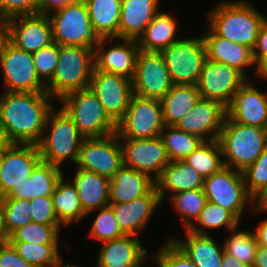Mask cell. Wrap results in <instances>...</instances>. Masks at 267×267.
<instances>
[{"instance_id": "db71d44e", "label": "cell", "mask_w": 267, "mask_h": 267, "mask_svg": "<svg viewBox=\"0 0 267 267\" xmlns=\"http://www.w3.org/2000/svg\"><path fill=\"white\" fill-rule=\"evenodd\" d=\"M9 42V18L0 17V53Z\"/></svg>"}, {"instance_id": "d6a6232c", "label": "cell", "mask_w": 267, "mask_h": 267, "mask_svg": "<svg viewBox=\"0 0 267 267\" xmlns=\"http://www.w3.org/2000/svg\"><path fill=\"white\" fill-rule=\"evenodd\" d=\"M51 198L58 221L62 226L67 227L72 222L83 220L87 216L75 185L66 181L64 175L58 180Z\"/></svg>"}, {"instance_id": "f546056e", "label": "cell", "mask_w": 267, "mask_h": 267, "mask_svg": "<svg viewBox=\"0 0 267 267\" xmlns=\"http://www.w3.org/2000/svg\"><path fill=\"white\" fill-rule=\"evenodd\" d=\"M186 239L170 238L196 267H222L224 250L211 237L185 229Z\"/></svg>"}, {"instance_id": "ba28073f", "label": "cell", "mask_w": 267, "mask_h": 267, "mask_svg": "<svg viewBox=\"0 0 267 267\" xmlns=\"http://www.w3.org/2000/svg\"><path fill=\"white\" fill-rule=\"evenodd\" d=\"M165 60L173 85H197L207 60L202 35L181 38L160 52Z\"/></svg>"}, {"instance_id": "91938a15", "label": "cell", "mask_w": 267, "mask_h": 267, "mask_svg": "<svg viewBox=\"0 0 267 267\" xmlns=\"http://www.w3.org/2000/svg\"><path fill=\"white\" fill-rule=\"evenodd\" d=\"M11 143L9 142L5 130L3 129L2 125L0 124V152L6 150Z\"/></svg>"}, {"instance_id": "30bf717a", "label": "cell", "mask_w": 267, "mask_h": 267, "mask_svg": "<svg viewBox=\"0 0 267 267\" xmlns=\"http://www.w3.org/2000/svg\"><path fill=\"white\" fill-rule=\"evenodd\" d=\"M164 127L160 100L133 94L116 134L119 138L151 139L159 137Z\"/></svg>"}, {"instance_id": "484cf974", "label": "cell", "mask_w": 267, "mask_h": 267, "mask_svg": "<svg viewBox=\"0 0 267 267\" xmlns=\"http://www.w3.org/2000/svg\"><path fill=\"white\" fill-rule=\"evenodd\" d=\"M62 169L40 161L32 171L30 177L3 198L35 199L37 197L52 196L58 180L62 177Z\"/></svg>"}, {"instance_id": "9c48e42d", "label": "cell", "mask_w": 267, "mask_h": 267, "mask_svg": "<svg viewBox=\"0 0 267 267\" xmlns=\"http://www.w3.org/2000/svg\"><path fill=\"white\" fill-rule=\"evenodd\" d=\"M203 190L207 201L230 211L239 221L243 210L254 198L248 193L242 171L224 166L220 171L205 178Z\"/></svg>"}, {"instance_id": "9a60e30c", "label": "cell", "mask_w": 267, "mask_h": 267, "mask_svg": "<svg viewBox=\"0 0 267 267\" xmlns=\"http://www.w3.org/2000/svg\"><path fill=\"white\" fill-rule=\"evenodd\" d=\"M89 88L109 117L117 124L125 115L134 94L132 80L93 68Z\"/></svg>"}, {"instance_id": "f6af8a7d", "label": "cell", "mask_w": 267, "mask_h": 267, "mask_svg": "<svg viewBox=\"0 0 267 267\" xmlns=\"http://www.w3.org/2000/svg\"><path fill=\"white\" fill-rule=\"evenodd\" d=\"M59 54L60 45L57 43H52L32 54L37 75L44 84L52 78Z\"/></svg>"}, {"instance_id": "4dcf8cb0", "label": "cell", "mask_w": 267, "mask_h": 267, "mask_svg": "<svg viewBox=\"0 0 267 267\" xmlns=\"http://www.w3.org/2000/svg\"><path fill=\"white\" fill-rule=\"evenodd\" d=\"M177 21L167 12H158L137 39L139 49L145 52H161L180 40L177 34Z\"/></svg>"}, {"instance_id": "f35d334b", "label": "cell", "mask_w": 267, "mask_h": 267, "mask_svg": "<svg viewBox=\"0 0 267 267\" xmlns=\"http://www.w3.org/2000/svg\"><path fill=\"white\" fill-rule=\"evenodd\" d=\"M33 267H56L62 259L58 244L10 243Z\"/></svg>"}, {"instance_id": "5bb4252c", "label": "cell", "mask_w": 267, "mask_h": 267, "mask_svg": "<svg viewBox=\"0 0 267 267\" xmlns=\"http://www.w3.org/2000/svg\"><path fill=\"white\" fill-rule=\"evenodd\" d=\"M132 86L134 94L158 100L171 90L173 83L160 52L139 51Z\"/></svg>"}, {"instance_id": "4fadbf2b", "label": "cell", "mask_w": 267, "mask_h": 267, "mask_svg": "<svg viewBox=\"0 0 267 267\" xmlns=\"http://www.w3.org/2000/svg\"><path fill=\"white\" fill-rule=\"evenodd\" d=\"M246 81L247 77L236 68L207 59L197 87L202 99L216 100L227 107Z\"/></svg>"}, {"instance_id": "44dd1931", "label": "cell", "mask_w": 267, "mask_h": 267, "mask_svg": "<svg viewBox=\"0 0 267 267\" xmlns=\"http://www.w3.org/2000/svg\"><path fill=\"white\" fill-rule=\"evenodd\" d=\"M247 80L226 107L232 121L258 128H267V94Z\"/></svg>"}, {"instance_id": "ee69618b", "label": "cell", "mask_w": 267, "mask_h": 267, "mask_svg": "<svg viewBox=\"0 0 267 267\" xmlns=\"http://www.w3.org/2000/svg\"><path fill=\"white\" fill-rule=\"evenodd\" d=\"M243 172L248 193L255 199L267 186V147Z\"/></svg>"}, {"instance_id": "8d00e7d4", "label": "cell", "mask_w": 267, "mask_h": 267, "mask_svg": "<svg viewBox=\"0 0 267 267\" xmlns=\"http://www.w3.org/2000/svg\"><path fill=\"white\" fill-rule=\"evenodd\" d=\"M160 137L170 161L184 160L203 142L201 138L184 132L175 125H165Z\"/></svg>"}, {"instance_id": "3957f363", "label": "cell", "mask_w": 267, "mask_h": 267, "mask_svg": "<svg viewBox=\"0 0 267 267\" xmlns=\"http://www.w3.org/2000/svg\"><path fill=\"white\" fill-rule=\"evenodd\" d=\"M218 141L224 165L244 171L267 147V128L238 123L226 116Z\"/></svg>"}, {"instance_id": "1f68e13d", "label": "cell", "mask_w": 267, "mask_h": 267, "mask_svg": "<svg viewBox=\"0 0 267 267\" xmlns=\"http://www.w3.org/2000/svg\"><path fill=\"white\" fill-rule=\"evenodd\" d=\"M91 25L101 38L120 39L122 0H84Z\"/></svg>"}, {"instance_id": "bcb514c9", "label": "cell", "mask_w": 267, "mask_h": 267, "mask_svg": "<svg viewBox=\"0 0 267 267\" xmlns=\"http://www.w3.org/2000/svg\"><path fill=\"white\" fill-rule=\"evenodd\" d=\"M152 258L158 267H196L193 261L170 238Z\"/></svg>"}, {"instance_id": "7402d4cb", "label": "cell", "mask_w": 267, "mask_h": 267, "mask_svg": "<svg viewBox=\"0 0 267 267\" xmlns=\"http://www.w3.org/2000/svg\"><path fill=\"white\" fill-rule=\"evenodd\" d=\"M156 186L146 195L131 202L109 203L118 226L124 235L138 236L143 230L156 208L161 204Z\"/></svg>"}, {"instance_id": "6da1fadb", "label": "cell", "mask_w": 267, "mask_h": 267, "mask_svg": "<svg viewBox=\"0 0 267 267\" xmlns=\"http://www.w3.org/2000/svg\"><path fill=\"white\" fill-rule=\"evenodd\" d=\"M0 96V124L11 144L38 145L53 99L47 92H8Z\"/></svg>"}, {"instance_id": "c3c4849f", "label": "cell", "mask_w": 267, "mask_h": 267, "mask_svg": "<svg viewBox=\"0 0 267 267\" xmlns=\"http://www.w3.org/2000/svg\"><path fill=\"white\" fill-rule=\"evenodd\" d=\"M0 13L6 18L37 14V0H0Z\"/></svg>"}, {"instance_id": "9f6ffc18", "label": "cell", "mask_w": 267, "mask_h": 267, "mask_svg": "<svg viewBox=\"0 0 267 267\" xmlns=\"http://www.w3.org/2000/svg\"><path fill=\"white\" fill-rule=\"evenodd\" d=\"M252 267H267V247L258 245Z\"/></svg>"}, {"instance_id": "74e56055", "label": "cell", "mask_w": 267, "mask_h": 267, "mask_svg": "<svg viewBox=\"0 0 267 267\" xmlns=\"http://www.w3.org/2000/svg\"><path fill=\"white\" fill-rule=\"evenodd\" d=\"M170 199L184 229H188L196 221L207 202L203 188L177 192L170 195Z\"/></svg>"}, {"instance_id": "d590c367", "label": "cell", "mask_w": 267, "mask_h": 267, "mask_svg": "<svg viewBox=\"0 0 267 267\" xmlns=\"http://www.w3.org/2000/svg\"><path fill=\"white\" fill-rule=\"evenodd\" d=\"M196 222L203 228H200ZM239 223L240 221L230 211L218 204L207 201L195 224L193 223L187 230L197 234L210 235L208 229L225 227L230 232L232 229L238 227Z\"/></svg>"}, {"instance_id": "e0dca14e", "label": "cell", "mask_w": 267, "mask_h": 267, "mask_svg": "<svg viewBox=\"0 0 267 267\" xmlns=\"http://www.w3.org/2000/svg\"><path fill=\"white\" fill-rule=\"evenodd\" d=\"M40 161L38 145L11 144L4 150L0 163V198L28 179Z\"/></svg>"}, {"instance_id": "836d02e7", "label": "cell", "mask_w": 267, "mask_h": 267, "mask_svg": "<svg viewBox=\"0 0 267 267\" xmlns=\"http://www.w3.org/2000/svg\"><path fill=\"white\" fill-rule=\"evenodd\" d=\"M200 98L197 85H173L160 100L165 125H175Z\"/></svg>"}, {"instance_id": "681fc988", "label": "cell", "mask_w": 267, "mask_h": 267, "mask_svg": "<svg viewBox=\"0 0 267 267\" xmlns=\"http://www.w3.org/2000/svg\"><path fill=\"white\" fill-rule=\"evenodd\" d=\"M0 267H33L7 242L0 246Z\"/></svg>"}, {"instance_id": "e575fe53", "label": "cell", "mask_w": 267, "mask_h": 267, "mask_svg": "<svg viewBox=\"0 0 267 267\" xmlns=\"http://www.w3.org/2000/svg\"><path fill=\"white\" fill-rule=\"evenodd\" d=\"M183 161L194 168L204 179L225 166L218 139L203 141Z\"/></svg>"}, {"instance_id": "52a82bcc", "label": "cell", "mask_w": 267, "mask_h": 267, "mask_svg": "<svg viewBox=\"0 0 267 267\" xmlns=\"http://www.w3.org/2000/svg\"><path fill=\"white\" fill-rule=\"evenodd\" d=\"M62 109L85 137H105L116 133L117 124L109 117L90 88L68 93L60 99Z\"/></svg>"}, {"instance_id": "4316f807", "label": "cell", "mask_w": 267, "mask_h": 267, "mask_svg": "<svg viewBox=\"0 0 267 267\" xmlns=\"http://www.w3.org/2000/svg\"><path fill=\"white\" fill-rule=\"evenodd\" d=\"M204 180V177L189 164L183 160H178L170 161L155 183L161 201H163L167 191L172 195L177 192L202 189Z\"/></svg>"}, {"instance_id": "d6986e66", "label": "cell", "mask_w": 267, "mask_h": 267, "mask_svg": "<svg viewBox=\"0 0 267 267\" xmlns=\"http://www.w3.org/2000/svg\"><path fill=\"white\" fill-rule=\"evenodd\" d=\"M9 42L32 54L51 45L54 41L49 16L34 14L9 18Z\"/></svg>"}, {"instance_id": "f1b7e54d", "label": "cell", "mask_w": 267, "mask_h": 267, "mask_svg": "<svg viewBox=\"0 0 267 267\" xmlns=\"http://www.w3.org/2000/svg\"><path fill=\"white\" fill-rule=\"evenodd\" d=\"M160 0H122L120 39H138L159 12Z\"/></svg>"}, {"instance_id": "ab89813d", "label": "cell", "mask_w": 267, "mask_h": 267, "mask_svg": "<svg viewBox=\"0 0 267 267\" xmlns=\"http://www.w3.org/2000/svg\"><path fill=\"white\" fill-rule=\"evenodd\" d=\"M232 229L231 236L225 238L223 250L226 254L235 257L240 262L252 267L258 247L256 235L251 231H237Z\"/></svg>"}, {"instance_id": "2e32d148", "label": "cell", "mask_w": 267, "mask_h": 267, "mask_svg": "<svg viewBox=\"0 0 267 267\" xmlns=\"http://www.w3.org/2000/svg\"><path fill=\"white\" fill-rule=\"evenodd\" d=\"M119 140L123 152V165L144 173L155 181L170 162L160 136L151 139L119 138ZM151 172L154 175H151Z\"/></svg>"}, {"instance_id": "b9f144b4", "label": "cell", "mask_w": 267, "mask_h": 267, "mask_svg": "<svg viewBox=\"0 0 267 267\" xmlns=\"http://www.w3.org/2000/svg\"><path fill=\"white\" fill-rule=\"evenodd\" d=\"M62 225H44L30 222L15 230L9 237V243L58 244Z\"/></svg>"}, {"instance_id": "7a4b0ae2", "label": "cell", "mask_w": 267, "mask_h": 267, "mask_svg": "<svg viewBox=\"0 0 267 267\" xmlns=\"http://www.w3.org/2000/svg\"><path fill=\"white\" fill-rule=\"evenodd\" d=\"M208 19V28L216 35L253 50L267 18L246 0H238L222 1L208 12Z\"/></svg>"}, {"instance_id": "f907efd6", "label": "cell", "mask_w": 267, "mask_h": 267, "mask_svg": "<svg viewBox=\"0 0 267 267\" xmlns=\"http://www.w3.org/2000/svg\"><path fill=\"white\" fill-rule=\"evenodd\" d=\"M265 56H267V19L260 27L257 41L253 49V59L255 64Z\"/></svg>"}, {"instance_id": "8fae6325", "label": "cell", "mask_w": 267, "mask_h": 267, "mask_svg": "<svg viewBox=\"0 0 267 267\" xmlns=\"http://www.w3.org/2000/svg\"><path fill=\"white\" fill-rule=\"evenodd\" d=\"M122 166L123 152L116 133L83 139L76 162L78 169L111 179Z\"/></svg>"}, {"instance_id": "277c9868", "label": "cell", "mask_w": 267, "mask_h": 267, "mask_svg": "<svg viewBox=\"0 0 267 267\" xmlns=\"http://www.w3.org/2000/svg\"><path fill=\"white\" fill-rule=\"evenodd\" d=\"M93 68L92 48L60 45L55 71L45 84L46 92L60 100L68 93L89 88Z\"/></svg>"}, {"instance_id": "f5cc1de1", "label": "cell", "mask_w": 267, "mask_h": 267, "mask_svg": "<svg viewBox=\"0 0 267 267\" xmlns=\"http://www.w3.org/2000/svg\"><path fill=\"white\" fill-rule=\"evenodd\" d=\"M267 213V210H265ZM253 233L256 235L257 243L260 246L267 247V218L262 220Z\"/></svg>"}, {"instance_id": "83f0119b", "label": "cell", "mask_w": 267, "mask_h": 267, "mask_svg": "<svg viewBox=\"0 0 267 267\" xmlns=\"http://www.w3.org/2000/svg\"><path fill=\"white\" fill-rule=\"evenodd\" d=\"M77 189L84 212L109 206L110 179L95 172L77 168L72 181Z\"/></svg>"}, {"instance_id": "ac0fdd59", "label": "cell", "mask_w": 267, "mask_h": 267, "mask_svg": "<svg viewBox=\"0 0 267 267\" xmlns=\"http://www.w3.org/2000/svg\"><path fill=\"white\" fill-rule=\"evenodd\" d=\"M226 116V107L222 103L200 98L175 126L203 141H210L219 138Z\"/></svg>"}, {"instance_id": "680465c9", "label": "cell", "mask_w": 267, "mask_h": 267, "mask_svg": "<svg viewBox=\"0 0 267 267\" xmlns=\"http://www.w3.org/2000/svg\"><path fill=\"white\" fill-rule=\"evenodd\" d=\"M222 267H249L244 263L237 260L235 257L230 256L224 252L222 258Z\"/></svg>"}, {"instance_id": "d4e9b609", "label": "cell", "mask_w": 267, "mask_h": 267, "mask_svg": "<svg viewBox=\"0 0 267 267\" xmlns=\"http://www.w3.org/2000/svg\"><path fill=\"white\" fill-rule=\"evenodd\" d=\"M155 186L152 177L123 165L110 179L109 203L131 202Z\"/></svg>"}, {"instance_id": "7dc6e473", "label": "cell", "mask_w": 267, "mask_h": 267, "mask_svg": "<svg viewBox=\"0 0 267 267\" xmlns=\"http://www.w3.org/2000/svg\"><path fill=\"white\" fill-rule=\"evenodd\" d=\"M29 201L32 222L44 225H61L55 213L51 196L37 197Z\"/></svg>"}, {"instance_id": "816d5d0a", "label": "cell", "mask_w": 267, "mask_h": 267, "mask_svg": "<svg viewBox=\"0 0 267 267\" xmlns=\"http://www.w3.org/2000/svg\"><path fill=\"white\" fill-rule=\"evenodd\" d=\"M78 0H37V14H46L52 10L55 11L67 4L77 2Z\"/></svg>"}, {"instance_id": "7bdbcfd3", "label": "cell", "mask_w": 267, "mask_h": 267, "mask_svg": "<svg viewBox=\"0 0 267 267\" xmlns=\"http://www.w3.org/2000/svg\"><path fill=\"white\" fill-rule=\"evenodd\" d=\"M96 211H98V214L92 223L90 237L104 243L124 236L110 206L100 208Z\"/></svg>"}, {"instance_id": "6f0895ef", "label": "cell", "mask_w": 267, "mask_h": 267, "mask_svg": "<svg viewBox=\"0 0 267 267\" xmlns=\"http://www.w3.org/2000/svg\"><path fill=\"white\" fill-rule=\"evenodd\" d=\"M255 74L258 78H265L267 80V56L261 58L255 64Z\"/></svg>"}, {"instance_id": "11a10c76", "label": "cell", "mask_w": 267, "mask_h": 267, "mask_svg": "<svg viewBox=\"0 0 267 267\" xmlns=\"http://www.w3.org/2000/svg\"><path fill=\"white\" fill-rule=\"evenodd\" d=\"M253 212H265L267 210V186L263 191L254 199Z\"/></svg>"}, {"instance_id": "6125c7cd", "label": "cell", "mask_w": 267, "mask_h": 267, "mask_svg": "<svg viewBox=\"0 0 267 267\" xmlns=\"http://www.w3.org/2000/svg\"><path fill=\"white\" fill-rule=\"evenodd\" d=\"M56 267H71V265H69V264H63V260H62L61 263L58 266H56Z\"/></svg>"}, {"instance_id": "e7e4bbea", "label": "cell", "mask_w": 267, "mask_h": 267, "mask_svg": "<svg viewBox=\"0 0 267 267\" xmlns=\"http://www.w3.org/2000/svg\"><path fill=\"white\" fill-rule=\"evenodd\" d=\"M71 267H79L78 265H75V264H73V265H71ZM81 267V266H80Z\"/></svg>"}, {"instance_id": "5b68a950", "label": "cell", "mask_w": 267, "mask_h": 267, "mask_svg": "<svg viewBox=\"0 0 267 267\" xmlns=\"http://www.w3.org/2000/svg\"><path fill=\"white\" fill-rule=\"evenodd\" d=\"M48 128H51L49 134L44 132L45 135L38 144L41 161L60 168L65 160L76 164L85 137L78 131L72 119L62 108L58 111L52 109L47 116L44 131Z\"/></svg>"}, {"instance_id": "60d3db41", "label": "cell", "mask_w": 267, "mask_h": 267, "mask_svg": "<svg viewBox=\"0 0 267 267\" xmlns=\"http://www.w3.org/2000/svg\"><path fill=\"white\" fill-rule=\"evenodd\" d=\"M3 227L9 237L15 230L32 222L31 204L27 199L0 198Z\"/></svg>"}, {"instance_id": "94428289", "label": "cell", "mask_w": 267, "mask_h": 267, "mask_svg": "<svg viewBox=\"0 0 267 267\" xmlns=\"http://www.w3.org/2000/svg\"><path fill=\"white\" fill-rule=\"evenodd\" d=\"M8 242V236L3 227V216L0 209V246Z\"/></svg>"}, {"instance_id": "8992f818", "label": "cell", "mask_w": 267, "mask_h": 267, "mask_svg": "<svg viewBox=\"0 0 267 267\" xmlns=\"http://www.w3.org/2000/svg\"><path fill=\"white\" fill-rule=\"evenodd\" d=\"M48 16L54 43L61 46L88 47L93 50L100 44L102 38L91 25L84 0L67 4Z\"/></svg>"}, {"instance_id": "be15d7a7", "label": "cell", "mask_w": 267, "mask_h": 267, "mask_svg": "<svg viewBox=\"0 0 267 267\" xmlns=\"http://www.w3.org/2000/svg\"><path fill=\"white\" fill-rule=\"evenodd\" d=\"M2 153H3V152H0V163H1V159H2Z\"/></svg>"}, {"instance_id": "ffe728a7", "label": "cell", "mask_w": 267, "mask_h": 267, "mask_svg": "<svg viewBox=\"0 0 267 267\" xmlns=\"http://www.w3.org/2000/svg\"><path fill=\"white\" fill-rule=\"evenodd\" d=\"M114 40L115 38L101 39L100 44L94 49V68L103 72L119 74L132 80L140 51L137 40L122 38L120 39L122 43L106 49L104 44L108 41L114 42Z\"/></svg>"}, {"instance_id": "7c38bea8", "label": "cell", "mask_w": 267, "mask_h": 267, "mask_svg": "<svg viewBox=\"0 0 267 267\" xmlns=\"http://www.w3.org/2000/svg\"><path fill=\"white\" fill-rule=\"evenodd\" d=\"M0 67L4 77V91L46 92L34 67L32 53L18 49L8 42L0 53Z\"/></svg>"}, {"instance_id": "cb8c5ba5", "label": "cell", "mask_w": 267, "mask_h": 267, "mask_svg": "<svg viewBox=\"0 0 267 267\" xmlns=\"http://www.w3.org/2000/svg\"><path fill=\"white\" fill-rule=\"evenodd\" d=\"M204 39L207 59L225 63L242 72L246 77V67L248 68L255 62L253 50L248 46H243L216 35L210 28L207 33L202 34Z\"/></svg>"}, {"instance_id": "603a6c76", "label": "cell", "mask_w": 267, "mask_h": 267, "mask_svg": "<svg viewBox=\"0 0 267 267\" xmlns=\"http://www.w3.org/2000/svg\"><path fill=\"white\" fill-rule=\"evenodd\" d=\"M141 243L140 238L132 235L104 242L98 250L97 267H144L148 254Z\"/></svg>"}]
</instances>
